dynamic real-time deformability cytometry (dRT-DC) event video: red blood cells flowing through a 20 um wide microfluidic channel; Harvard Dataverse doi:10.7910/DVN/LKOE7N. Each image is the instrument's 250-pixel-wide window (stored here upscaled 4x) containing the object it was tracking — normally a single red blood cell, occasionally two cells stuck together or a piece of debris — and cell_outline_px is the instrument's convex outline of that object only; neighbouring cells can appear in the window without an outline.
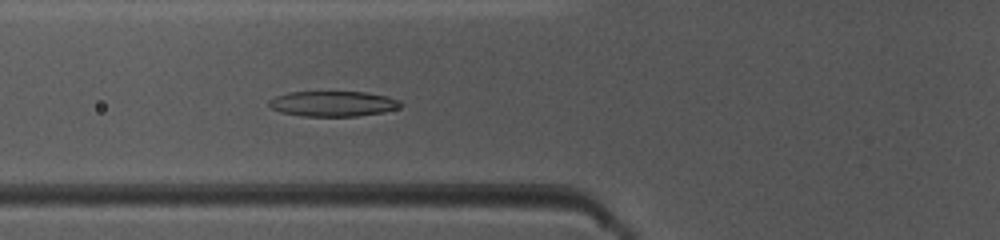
{"species": "common noctule bat (a hibernating species)", "species_latin": "Nyctalus noctula", "temperature_condition": "warm", "stored_images_in_passage": 36, "camera_frame_rate_fps": 3000, "um_per_image_px": 0.085, "animal": {"sex": "female", "body_mass_g": 10.0, "forearm_length_mm": 53.1}, "frame": {"image": 1, "passage_image": 5, "time_ms": 1.333, "image_size_px": [1000, 240], "cell_outline_px": [[404, 104], [400, 108], [384, 112], [356, 116], [304, 116], [280, 112], [272, 108], [268, 104], [268, 100], [276, 96], [288, 92], [364, 92], [388, 96], [400, 100]], "centroid_in_image_um": [28.34, 8.81], "position_along_channel_um": 97.5, "area_um2": 19.54}}
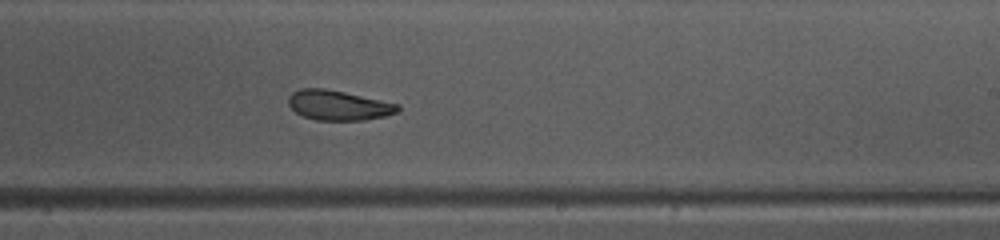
{"frame": {"image": 2, "passage_image": 17, "time_ms": 5.333, "image_size_px": [1000, 240], "cell_outline_px": [[400, 112], [384, 116], [364, 120], [316, 120], [304, 116], [296, 112], [288, 104], [288, 96], [292, 92], [300, 88], [324, 88], [344, 92], [400, 104]], "centroid_in_image_um": [28.77, 8.94], "position_along_channel_um": 260.2, "area_um2": 19.07}}
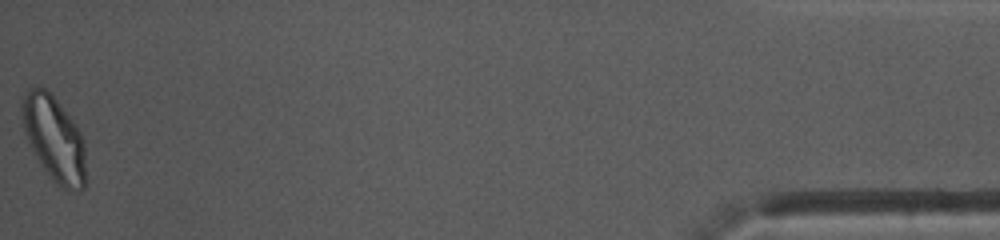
{"frame": {"image": 3, "passage_image": 36, "time_ms": 11.667, "image_size_px": [1000, 240], "cell_outline_px": [[88, 184], [80, 192], [68, 192], [60, 188], [56, 184], [40, 164], [24, 132], [20, 108], [20, 104], [28, 88], [44, 88], [56, 100], [76, 124], [84, 140]], "centroid_in_image_um": [4.65, 11.88], "position_along_channel_um": 430.5, "area_um2": 32.19}, "authors_computed_cell_mechanics": {"area_um2": 20.0277, "velocity_mm_per_s": 4.0583, "shape_relaxation_time_tau1_ms": 4.508, "shape_relaxation_time_tau2_ms": 2.8539, "deformation_change_tau1": 0.1762, "deformation_change_tau2": 0.0754}}